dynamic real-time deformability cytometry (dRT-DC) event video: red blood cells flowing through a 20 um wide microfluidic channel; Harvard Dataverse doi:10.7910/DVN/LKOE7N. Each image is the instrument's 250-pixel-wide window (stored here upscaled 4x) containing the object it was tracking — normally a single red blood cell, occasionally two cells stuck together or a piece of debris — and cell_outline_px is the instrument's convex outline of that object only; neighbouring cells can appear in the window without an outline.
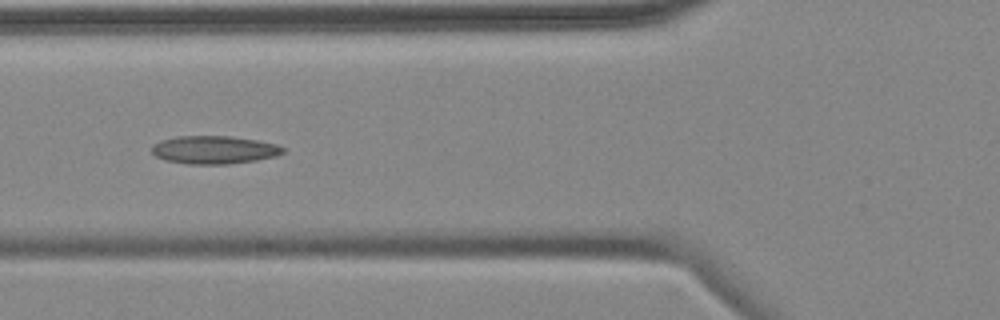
{"species": "common noctule bat (a hibernating species)", "species_latin": "Nyctalus noctula", "temperature_condition": "cold", "stored_images_in_passage": 7, "camera_frame_rate_fps": 3000, "um_per_image_px": 0.085, "animal": {"sex": "female", "body_mass_g": 18.4}, "frame": {"image": 1, "passage_image": 6, "time_ms": 5.667, "image_size_px": [1000, 320], "cell_outline_px": [[284, 152], [276, 156], [256, 160], [228, 164], [188, 164], [164, 160], [156, 156], [152, 152], [152, 144], [160, 140], [176, 136], [232, 136], [256, 140], [276, 144], [284, 148]], "centroid_in_image_um": [18.17, 12.73], "position_along_channel_um": 107.6, "area_um2": 21.5}}
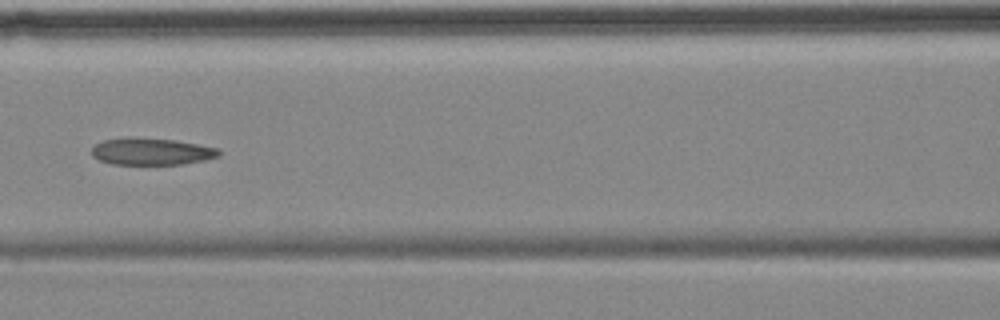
{"frame": {"image": 2, "passage_image": 7, "time_ms": 7.0, "image_size_px": [1000, 320], "cell_outline_px": [[220, 156], [204, 160], [180, 164], [112, 164], [100, 160], [92, 156], [92, 148], [96, 144], [104, 140], [128, 136], [132, 136], [176, 140], [220, 148]], "centroid_in_image_um": [12.88, 12.86], "position_along_channel_um": 153.7, "area_um2": 20.17}}